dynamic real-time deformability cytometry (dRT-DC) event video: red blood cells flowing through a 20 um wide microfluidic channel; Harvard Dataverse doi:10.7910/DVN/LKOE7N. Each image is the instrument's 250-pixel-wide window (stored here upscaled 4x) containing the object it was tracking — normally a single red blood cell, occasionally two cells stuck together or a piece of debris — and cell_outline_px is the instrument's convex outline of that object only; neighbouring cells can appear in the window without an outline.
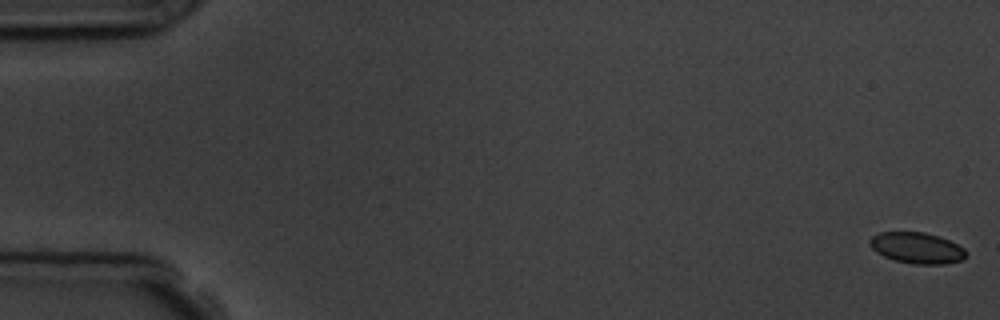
{"species": "common noctule bat (a hibernating species)", "species_latin": "Nyctalus noctula", "temperature_condition": "room temperature", "stored_images_in_passage": 6, "camera_frame_rate_fps": 3000, "um_per_image_px": 0.085, "animal": {"sex": "male", "body_mass_g": 19.5, "forearm_length_mm": 54.6}, "frame": {"image": 1, "passage_image": 6, "time_ms": 5.667, "image_size_px": [1000, 320], "cell_outline_px": [[968, 252], [964, 260], [944, 264], [912, 264], [896, 260], [884, 256], [876, 252], [868, 244], [868, 240], [872, 236], [880, 232], [924, 232], [948, 240], [964, 248]], "centroid_in_image_um": [77.93, 21.08], "position_along_channel_um": 7.1, "area_um2": 17.46}}